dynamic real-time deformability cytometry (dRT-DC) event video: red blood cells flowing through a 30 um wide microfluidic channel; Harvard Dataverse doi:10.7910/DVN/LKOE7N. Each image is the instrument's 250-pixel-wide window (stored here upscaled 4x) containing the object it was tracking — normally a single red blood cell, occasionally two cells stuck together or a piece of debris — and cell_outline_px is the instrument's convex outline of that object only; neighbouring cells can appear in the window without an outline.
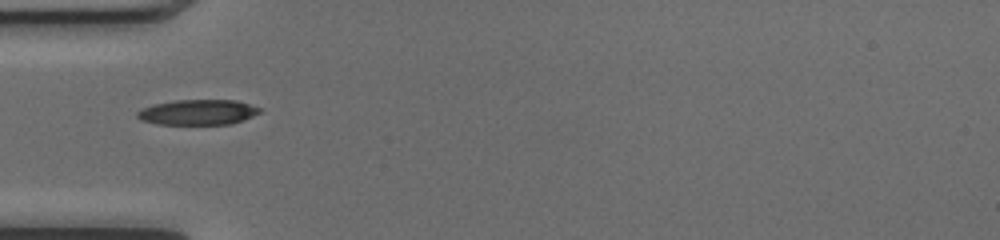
{"species": "common noctule bat (a hibernating species)", "species_latin": "Nyctalus noctula", "temperature_condition": "cold", "stored_images_in_passage": 35, "camera_frame_rate_fps": 3000, "um_per_image_px": 0.085, "animal": {"sex": "female", "body_mass_g": 17.0, "forearm_length_mm": 48.0}, "frame": {"image": 1, "passage_image": 1, "time_ms": 0.0, "image_size_px": [1000, 240], "cell_outline_px": [[260, 112], [244, 120], [232, 124], [156, 124], [140, 120], [136, 116], [136, 112], [152, 104], [176, 100], [236, 100], [260, 108]], "centroid_in_image_um": [16.79, 9.54], "position_along_channel_um": 68.2, "area_um2": 18.03}}
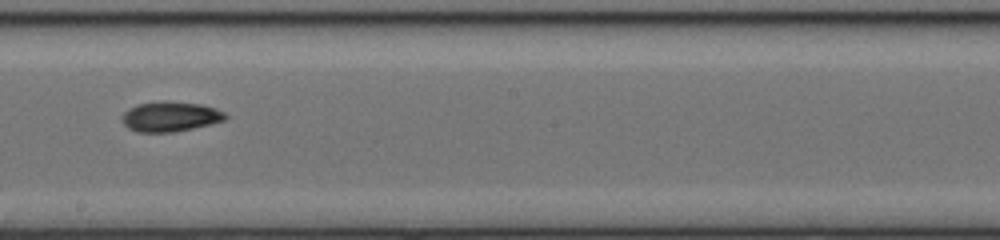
{"frame": {"image": 2, "passage_image": 13, "time_ms": 4.0, "image_size_px": [1000, 240], "cell_outline_px": [[228, 116], [224, 120], [212, 124], [172, 132], [136, 132], [128, 128], [120, 120], [120, 116], [128, 108], [136, 104], [164, 100], [200, 104], [216, 108], [224, 112]], "centroid_in_image_um": [14.43, 9.9], "position_along_channel_um": 233.8, "area_um2": 18.32}}
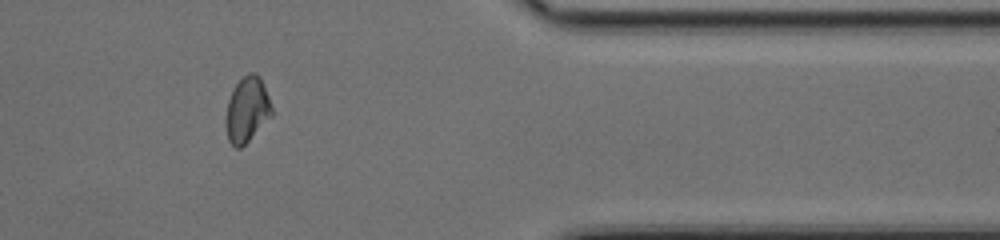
{"frame": {"image": 3, "passage_image": 26, "time_ms": 8.333, "image_size_px": [1000, 240], "cell_outline_px": [[272, 116], [240, 148], [236, 148], [228, 140], [224, 124], [224, 116], [228, 100], [236, 84], [248, 72], [256, 72], [260, 76], [268, 96], [272, 108]], "centroid_in_image_um": [20.97, 9.32], "position_along_channel_um": 390.4, "area_um2": 17.51}, "authors_computed_cell_mechanics": {"area_um2": 17.4556, "velocity_mm_per_s": 4.1338, "shape_relaxation_time_tau1_ms": 4.5952, "shape_relaxation_time_tau2_ms": 2.6552, "deformation_change_tau1": 0.1561, "deformation_change_tau2": 0.0798}}